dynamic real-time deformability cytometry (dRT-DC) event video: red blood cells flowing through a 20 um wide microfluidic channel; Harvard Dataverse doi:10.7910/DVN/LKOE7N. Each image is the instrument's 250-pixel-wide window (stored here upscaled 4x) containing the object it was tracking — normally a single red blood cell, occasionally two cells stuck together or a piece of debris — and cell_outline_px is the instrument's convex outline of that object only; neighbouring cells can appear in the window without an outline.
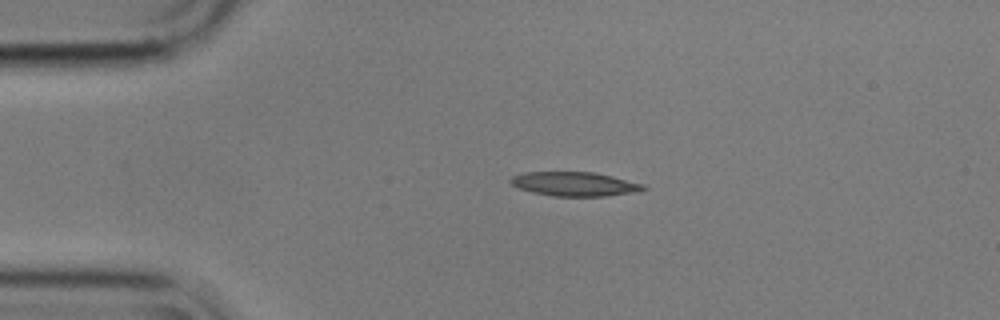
{"species": "common noctule bat (a hibernating species)", "species_latin": "Nyctalus noctula", "temperature_condition": "cold", "stored_images_in_passage": 2, "camera_frame_rate_fps": 3000, "um_per_image_px": 0.085, "animal": {"sex": "male", "body_mass_g": 17.9}, "frame": {"image": 1, "passage_image": 1, "time_ms": 0.0, "image_size_px": [1000, 320], "cell_outline_px": [[648, 188], [640, 192], [604, 196], [552, 196], [532, 192], [520, 188], [512, 184], [508, 180], [512, 176], [524, 172], [592, 172], [612, 176], [644, 184]], "centroid_in_image_um": [48.87, 15.64], "position_along_channel_um": 36.1, "area_um2": 18.73}}